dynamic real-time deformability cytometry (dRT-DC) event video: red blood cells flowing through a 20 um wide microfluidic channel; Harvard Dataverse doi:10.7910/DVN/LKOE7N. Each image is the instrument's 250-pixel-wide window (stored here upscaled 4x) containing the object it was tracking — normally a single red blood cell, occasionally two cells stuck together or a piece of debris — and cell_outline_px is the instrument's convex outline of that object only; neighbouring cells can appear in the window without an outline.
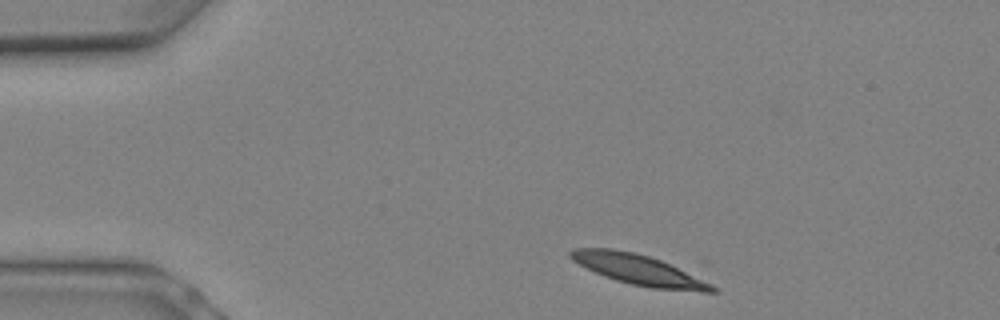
{"species": "Egyptian fruit bat (a non-hibernating species)", "species_latin": "Rousettus aegyptiacus", "temperature_condition": "warm", "stored_images_in_passage": 5, "camera_frame_rate_fps": 3000, "um_per_image_px": 0.085, "animal": {"sex": "female"}, "frame": {"image": 1, "passage_image": 1, "time_ms": 0.0, "image_size_px": [1000, 320], "cell_outline_px": [[720, 292], [704, 292], [652, 288], [632, 284], [616, 280], [604, 276], [572, 260], [568, 256], [568, 252], [572, 248], [612, 248], [632, 252], [648, 256], [660, 260], [712, 284]], "centroid_in_image_um": [54.26, 22.93], "position_along_channel_um": 30.7, "area_um2": 24.57}}
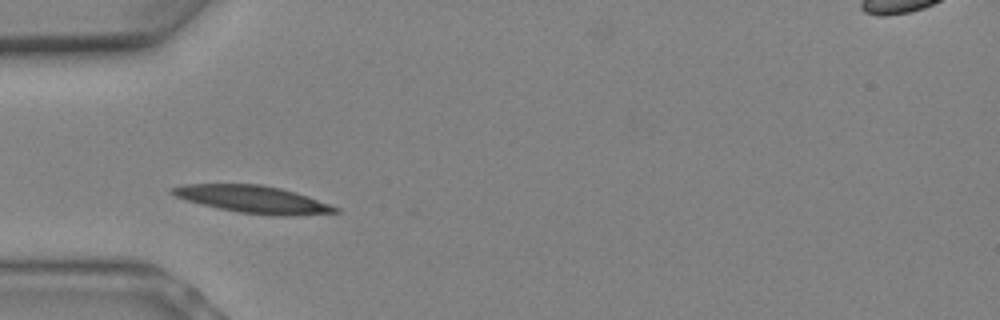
{"frame": {"image": 2, "passage_image": 4, "time_ms": 1.0, "image_size_px": [1000, 320], "cell_outline_px": [[340, 212], [300, 216], [280, 216], [240, 212], [220, 208], [188, 200], [176, 196], [168, 192], [168, 188], [184, 184], [260, 184], [280, 188], [296, 192], [308, 196], [340, 208]], "centroid_in_image_um": [21.55, 16.94], "position_along_channel_um": 63.4, "area_um2": 25.89}}